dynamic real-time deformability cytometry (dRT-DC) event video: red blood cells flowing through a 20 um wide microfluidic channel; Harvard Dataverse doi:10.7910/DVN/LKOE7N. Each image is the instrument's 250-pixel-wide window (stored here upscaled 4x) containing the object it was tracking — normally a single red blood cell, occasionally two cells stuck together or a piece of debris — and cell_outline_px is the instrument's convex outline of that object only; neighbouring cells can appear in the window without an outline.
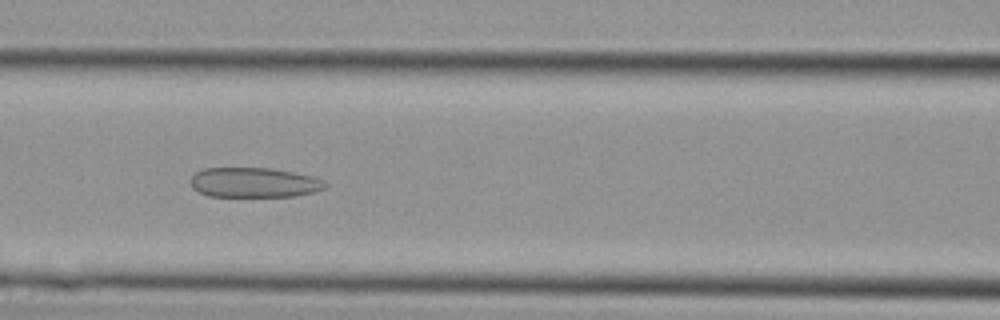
{"species": "Egyptian fruit bat (a non-hibernating species)", "species_latin": "Rousettus aegyptiacus", "temperature_condition": "cold", "stored_images_in_passage": 10, "camera_frame_rate_fps": 3000, "um_per_image_px": 0.085, "animal": {"sex": "female"}, "frame": {"image": 1, "passage_image": 6, "time_ms": 1.667, "image_size_px": [1000, 320], "cell_outline_px": [[328, 184], [324, 188], [312, 192], [292, 196], [208, 196], [192, 188], [188, 180], [196, 172], [204, 168], [272, 168], [312, 176], [324, 180]], "centroid_in_image_um": [21.56, 15.51], "position_along_channel_um": 145.0, "area_um2": 23.41}}
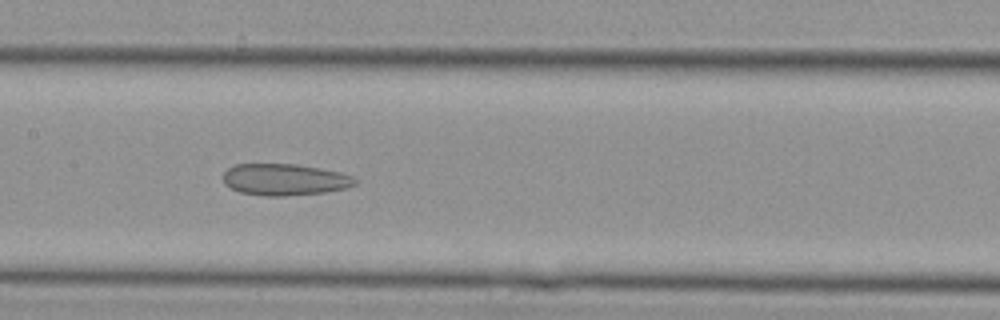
{"frame": {"image": 2, "passage_image": 8, "time_ms": 2.333, "image_size_px": [1000, 320], "cell_outline_px": [[360, 180], [356, 184], [344, 188], [324, 192], [284, 196], [268, 196], [240, 192], [224, 184], [220, 176], [228, 168], [236, 164], [296, 164], [320, 168], [340, 172], [352, 176]], "centroid_in_image_um": [24.18, 15.25], "position_along_channel_um": 183.2, "area_um2": 24.39}}
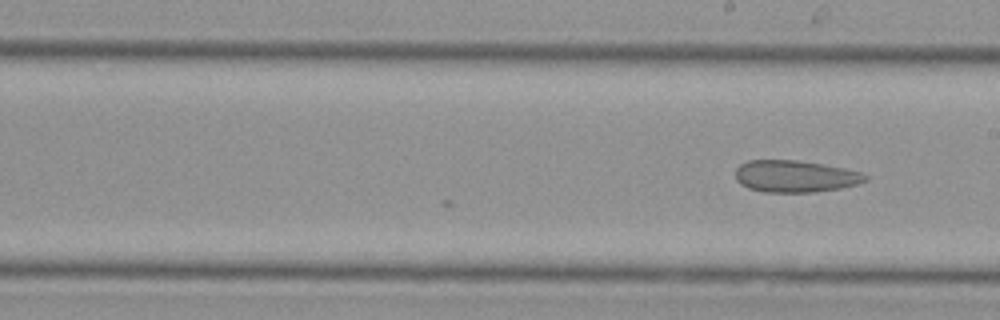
{"frame": {"image": 3, "passage_image": 10, "time_ms": 3.0, "image_size_px": [1000, 320], "cell_outline_px": [[868, 180], [860, 184], [840, 188], [812, 192], [764, 192], [748, 188], [740, 184], [736, 180], [736, 168], [740, 164], [748, 160], [796, 160], [824, 164], [844, 168], [860, 172], [868, 176]], "centroid_in_image_um": [67.59, 14.98], "position_along_channel_um": 221.4, "area_um2": 24.28}}